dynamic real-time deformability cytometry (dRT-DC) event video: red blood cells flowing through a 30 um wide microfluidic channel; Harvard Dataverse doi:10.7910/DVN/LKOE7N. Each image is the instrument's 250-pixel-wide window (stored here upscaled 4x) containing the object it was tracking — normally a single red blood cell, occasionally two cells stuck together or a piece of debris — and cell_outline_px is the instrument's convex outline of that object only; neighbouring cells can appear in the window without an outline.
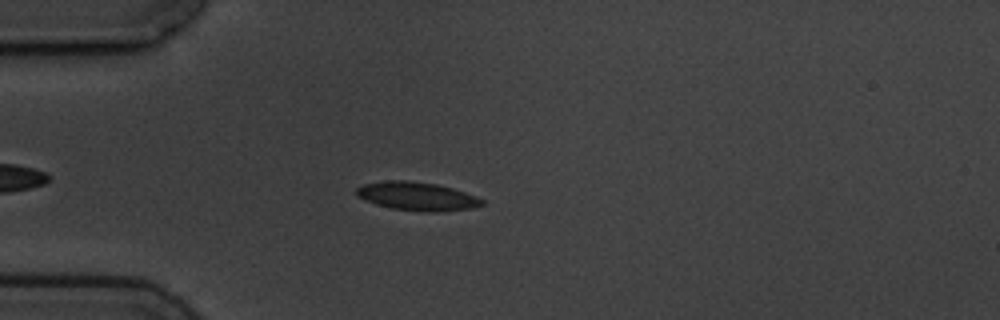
{"species": "common noctule bat (a hibernating species)", "species_latin": "Nyctalus noctula", "temperature_condition": "cold", "stored_images_in_passage": 4, "camera_frame_rate_fps": 3000, "um_per_image_px": 0.085, "animal": {"sex": "male", "body_mass_g": 19.5, "forearm_length_mm": 54.6}, "frame": {"image": 1, "passage_image": 4, "time_ms": 3.333, "image_size_px": [1000, 320], "cell_outline_px": [[484, 204], [472, 208], [440, 212], [428, 212], [392, 208], [376, 204], [356, 196], [356, 188], [364, 184], [384, 180], [408, 180], [436, 184], [452, 188], [476, 196], [484, 200]], "centroid_in_image_um": [35.45, 16.68], "position_along_channel_um": 49.6, "area_um2": 20.81}}